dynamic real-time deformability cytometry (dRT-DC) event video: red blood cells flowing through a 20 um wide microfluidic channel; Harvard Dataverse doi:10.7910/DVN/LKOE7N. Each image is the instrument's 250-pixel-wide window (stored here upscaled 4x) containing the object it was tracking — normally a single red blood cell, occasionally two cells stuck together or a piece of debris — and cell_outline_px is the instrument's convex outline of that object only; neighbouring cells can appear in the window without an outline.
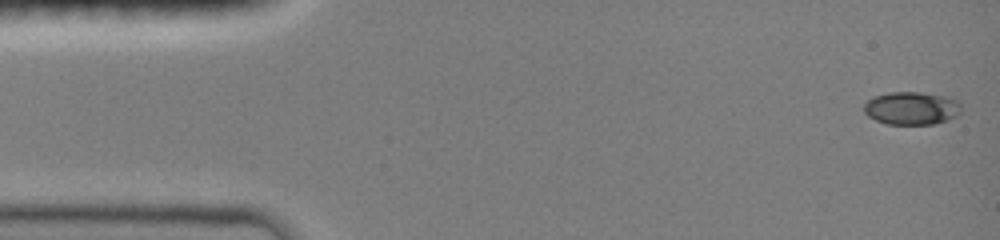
{"species": "common noctule bat (a hibernating species)", "species_latin": "Nyctalus noctula", "temperature_condition": "room temperature", "stored_images_in_passage": 47, "camera_frame_rate_fps": 3000, "um_per_image_px": 0.085, "animal": {"sex": "female", "body_mass_g": 19.0, "forearm_length_mm": 51.5}, "frame": {"image": 1, "passage_image": 1, "time_ms": 0.0, "image_size_px": [1000, 240], "cell_outline_px": [[960, 112], [956, 116], [948, 120], [932, 124], [888, 124], [876, 120], [868, 116], [864, 112], [864, 104], [872, 96], [888, 92], [920, 92], [952, 96], [960, 104]], "centroid_in_image_um": [77.49, 9.18], "position_along_channel_um": 7.5, "area_um2": 18.9}}
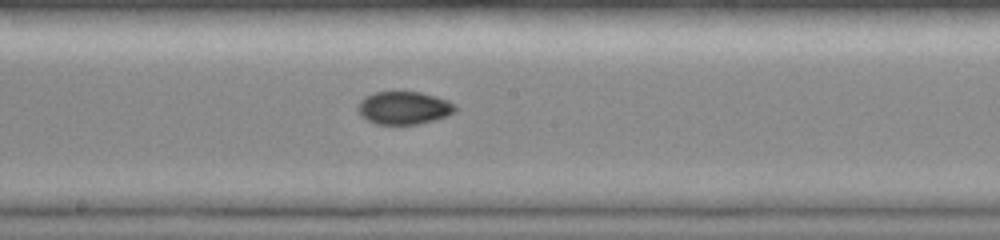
{"frame": {"image": 2, "passage_image": 25, "time_ms": 8.0, "image_size_px": [1000, 240], "cell_outline_px": [[456, 112], [448, 116], [420, 124], [376, 124], [360, 116], [356, 108], [360, 100], [364, 96], [376, 92], [420, 92], [436, 96], [448, 100], [456, 104]], "centroid_in_image_um": [34.34, 9.17], "position_along_channel_um": 213.9, "area_um2": 18.9}}
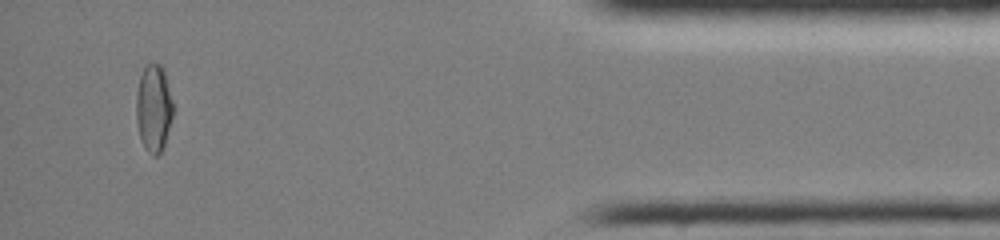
{"frame": {"image": 3, "passage_image": 44, "time_ms": 14.333, "image_size_px": [1000, 240], "cell_outline_px": [[172, 116], [164, 144], [160, 152], [156, 156], [152, 156], [144, 148], [140, 140], [136, 120], [136, 92], [140, 76], [144, 64], [160, 64], [164, 68], [172, 100]], "centroid_in_image_um": [13.03, 9.18], "position_along_channel_um": 422.2, "area_um2": 18.84}, "authors_computed_cell_mechanics": {"area_um2": 18.4382, "velocity_mm_per_s": 4.0567, "shape_relaxation_time_tau1_ms": null, "shape_relaxation_time_tau2_ms": 1.7329, "deformation_change_tau1": null, "deformation_change_tau2": 0.0314}}